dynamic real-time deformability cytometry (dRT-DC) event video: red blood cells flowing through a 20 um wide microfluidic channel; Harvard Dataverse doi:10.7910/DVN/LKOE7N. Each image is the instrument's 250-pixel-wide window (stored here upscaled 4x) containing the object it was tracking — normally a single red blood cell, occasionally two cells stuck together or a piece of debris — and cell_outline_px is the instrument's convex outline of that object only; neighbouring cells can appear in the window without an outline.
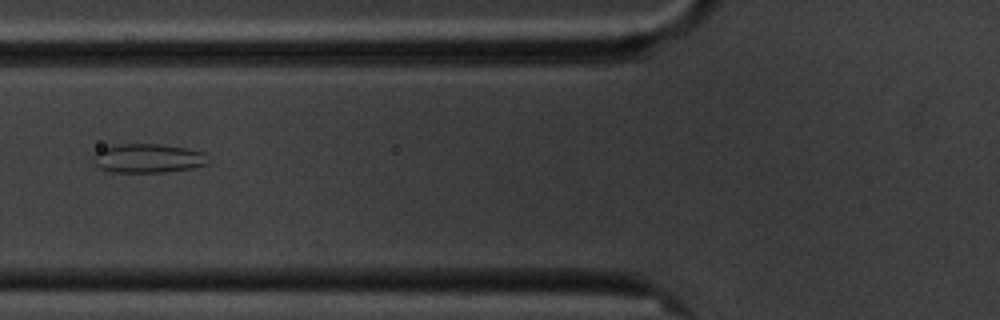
{"species": "common noctule bat (a hibernating species)", "species_latin": "Nyctalus noctula", "temperature_condition": "cold", "stored_images_in_passage": 8, "camera_frame_rate_fps": 3000, "um_per_image_px": 0.085, "animal": {"sex": "male", "body_mass_g": 20.1, "forearm_length_mm": 53.5}, "frame": {"image": 1, "passage_image": 5, "time_ms": 5.333, "image_size_px": [1000, 320], "cell_outline_px": [[212, 164], [192, 168], [164, 172], [112, 172], [100, 168], [92, 160], [92, 156], [100, 148], [112, 144], [160, 144], [184, 148], [204, 152], [212, 160]], "centroid_in_image_um": [12.61, 13.45], "position_along_channel_um": 113.2, "area_um2": 19.83}}